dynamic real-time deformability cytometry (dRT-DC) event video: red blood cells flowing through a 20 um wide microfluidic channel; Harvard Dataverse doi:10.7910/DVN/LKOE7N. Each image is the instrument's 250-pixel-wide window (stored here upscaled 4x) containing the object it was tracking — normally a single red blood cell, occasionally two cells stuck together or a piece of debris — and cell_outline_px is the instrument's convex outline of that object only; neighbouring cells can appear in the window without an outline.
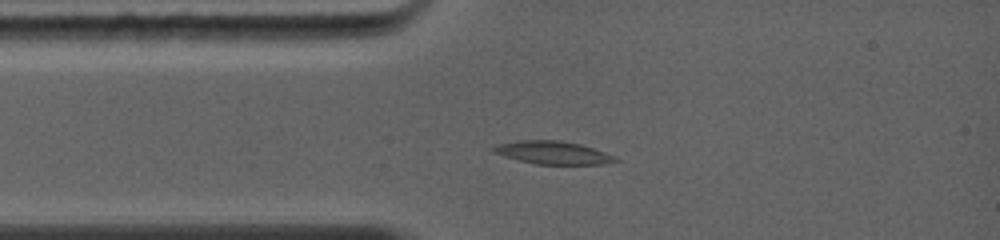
{"species": "common noctule bat (a hibernating species)", "species_latin": "Nyctalus noctula", "temperature_condition": "warm", "stored_images_in_passage": 1, "camera_frame_rate_fps": 5000, "um_per_image_px": 0.085, "animal": {"sex": "female", "body_mass_g": 19.0, "forearm_length_mm": 56.7}, "frame": {"image": 1, "passage_image": 1, "time_ms": 0.0, "image_size_px": [1000, 240], "cell_outline_px": [[616, 160], [596, 164], [536, 164], [520, 160], [496, 152], [492, 148], [500, 144], [524, 140], [556, 140], [576, 144], [600, 152]], "centroid_in_image_um": [46.88, 12.97], "position_along_channel_um": 38.1, "area_um2": 14.97}}